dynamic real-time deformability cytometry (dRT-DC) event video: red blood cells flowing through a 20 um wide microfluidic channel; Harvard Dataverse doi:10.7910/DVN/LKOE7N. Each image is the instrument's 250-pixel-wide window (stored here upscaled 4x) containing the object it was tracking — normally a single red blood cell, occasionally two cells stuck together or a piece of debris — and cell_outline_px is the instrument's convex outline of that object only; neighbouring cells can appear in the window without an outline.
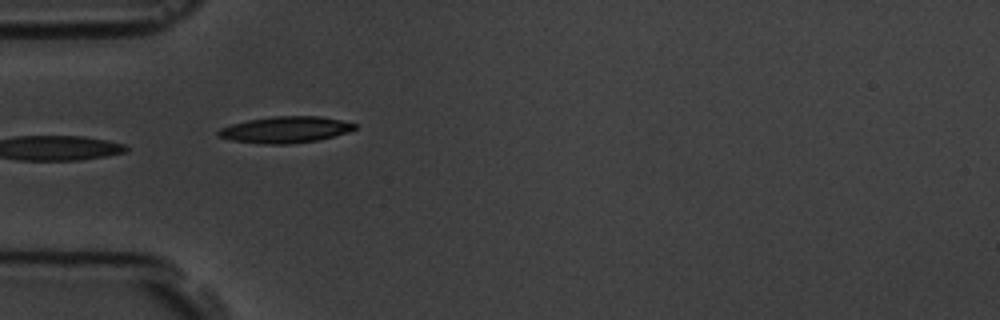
{"species": "common noctule bat (a hibernating species)", "species_latin": "Nyctalus noctula", "temperature_condition": "room temperature", "stored_images_in_passage": 10, "camera_frame_rate_fps": 3000, "um_per_image_px": 0.085, "animal": {"sex": "male", "body_mass_g": 19.5, "forearm_length_mm": 54.6}, "frame": {"image": 1, "passage_image": 4, "time_ms": 3.333, "image_size_px": [1000, 320], "cell_outline_px": [[356, 128], [348, 132], [316, 140], [288, 144], [268, 144], [232, 140], [220, 136], [216, 132], [220, 128], [232, 124], [248, 120], [272, 116], [320, 116], [340, 120], [356, 124]], "centroid_in_image_um": [24.26, 11.01], "position_along_channel_um": 60.7, "area_um2": 20.63}}
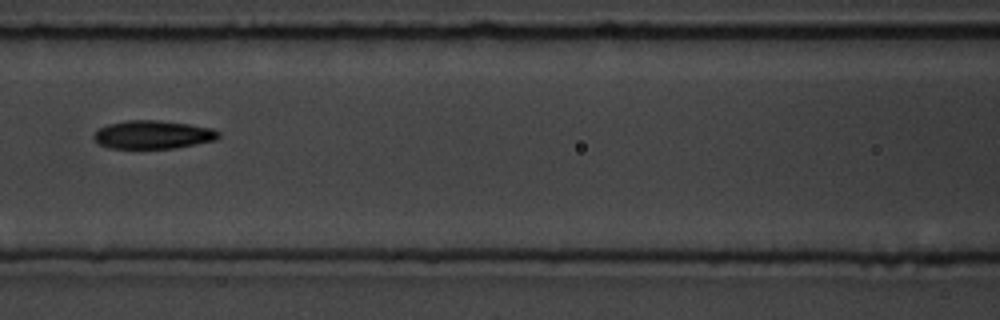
{"frame": {"image": 2, "passage_image": 6, "time_ms": 6.0, "image_size_px": [1000, 320], "cell_outline_px": [[220, 136], [216, 140], [176, 148], [108, 148], [100, 144], [92, 136], [100, 128], [108, 124], [128, 120], [156, 120], [188, 124], [212, 128], [220, 132]], "centroid_in_image_um": [13.02, 11.45], "position_along_channel_um": 153.6, "area_um2": 20.46}}
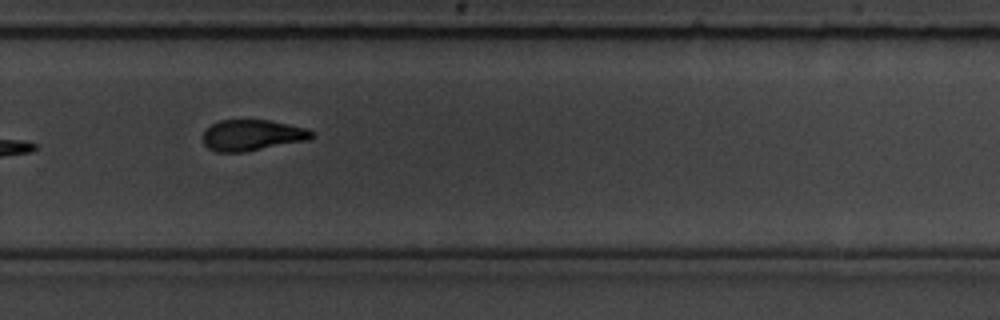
{"frame": {"image": 3, "passage_image": 10, "time_ms": 10.333, "image_size_px": [1000, 320], "cell_outline_px": [[312, 136], [308, 140], [244, 152], [216, 152], [208, 148], [204, 144], [204, 132], [212, 124], [220, 120], [268, 120], [308, 128], [312, 132]], "centroid_in_image_um": [21.43, 11.49], "position_along_channel_um": 308.4, "area_um2": 19.48}}